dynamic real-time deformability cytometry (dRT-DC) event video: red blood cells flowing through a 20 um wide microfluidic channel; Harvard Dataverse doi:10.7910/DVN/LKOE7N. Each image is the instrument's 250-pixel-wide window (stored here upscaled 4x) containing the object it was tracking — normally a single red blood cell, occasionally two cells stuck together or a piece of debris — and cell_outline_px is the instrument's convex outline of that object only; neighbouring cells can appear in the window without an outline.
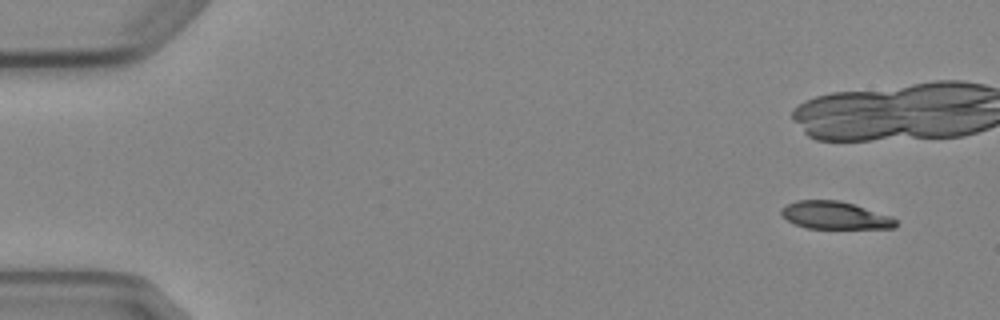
{"species": "Egyptian fruit bat (a non-hibernating species)", "species_latin": "Rousettus aegyptiacus", "temperature_condition": "cold", "stored_images_in_passage": 6, "camera_frame_rate_fps": 3000, "um_per_image_px": 0.085, "animal": {"sex": "female"}, "frame": {"image": 1, "passage_image": 1, "time_ms": 0.0, "image_size_px": [1000, 320], "cell_outline_px": [[896, 228], [808, 228], [796, 224], [788, 220], [780, 212], [780, 208], [796, 200], [840, 200], [892, 216], [896, 220]], "centroid_in_image_um": [70.98, 18.29], "position_along_channel_um": 14.0, "area_um2": 18.26}}